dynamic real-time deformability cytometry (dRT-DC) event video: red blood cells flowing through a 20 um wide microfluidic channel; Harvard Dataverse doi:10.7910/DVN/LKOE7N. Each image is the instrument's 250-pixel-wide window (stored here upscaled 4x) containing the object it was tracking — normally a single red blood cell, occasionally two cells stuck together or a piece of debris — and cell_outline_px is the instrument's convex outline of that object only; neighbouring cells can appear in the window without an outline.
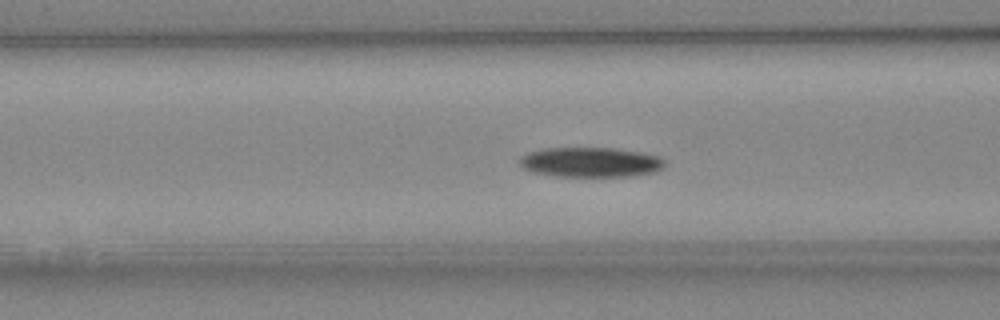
{"species": "Egyptian fruit bat (a non-hibernating species)", "species_latin": "Rousettus aegyptiacus", "temperature_condition": "cold", "stored_images_in_passage": 39, "camera_frame_rate_fps": 3000, "um_per_image_px": 0.085, "animal": {"sex": "female"}, "frame": {"image": 1, "passage_image": 12, "time_ms": 3.667, "image_size_px": [1000, 320], "cell_outline_px": [[664, 168], [656, 172], [628, 176], [552, 176], [532, 172], [524, 168], [520, 164], [520, 156], [528, 152], [544, 148], [612, 148], [640, 152], [660, 156], [664, 160]], "centroid_in_image_um": [50.19, 13.79], "position_along_channel_um": 116.4, "area_um2": 25.32}}
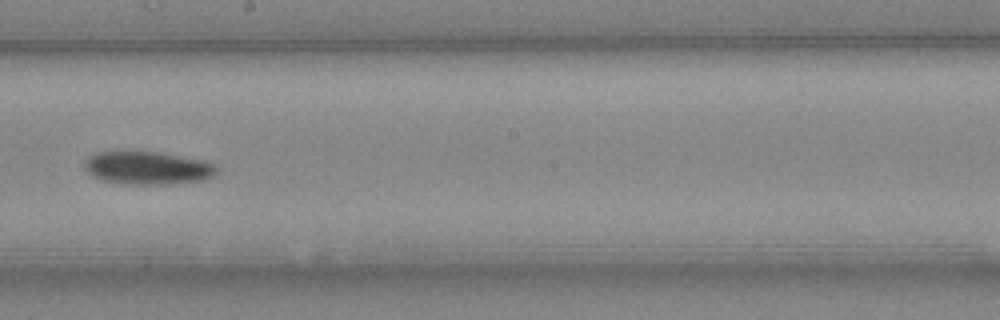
{"frame": {"image": 2, "passage_image": 21, "time_ms": 6.667, "image_size_px": [1000, 320], "cell_outline_px": [[216, 172], [212, 176], [204, 180], [172, 184], [128, 184], [104, 180], [92, 176], [84, 168], [84, 164], [88, 156], [96, 152], [160, 152], [204, 160], [212, 164], [216, 168]], "centroid_in_image_um": [12.54, 14.27], "position_along_channel_um": 235.7, "area_um2": 25.26}}
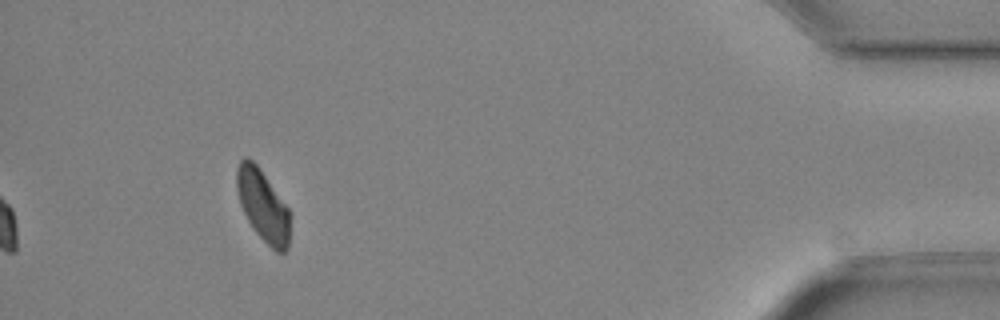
{"frame": {"image": 3, "passage_image": 39, "time_ms": 12.667, "image_size_px": [1000, 320], "cell_outline_px": [[288, 248], [284, 252], [276, 252], [252, 228], [240, 204], [236, 192], [236, 168], [240, 160], [244, 156], [248, 156], [256, 164], [288, 208]], "centroid_in_image_um": [22.29, 17.43], "position_along_channel_um": 412.9, "area_um2": 21.79}, "authors_computed_cell_mechanics": {"area_um2": 24.7384, "velocity_mm_per_s": 3.9981, "shape_relaxation_time_tau1_ms": 3.9265, "shape_relaxation_time_tau2_ms": null, "deformation_change_tau1": 0.1078, "deformation_change_tau2": null}}